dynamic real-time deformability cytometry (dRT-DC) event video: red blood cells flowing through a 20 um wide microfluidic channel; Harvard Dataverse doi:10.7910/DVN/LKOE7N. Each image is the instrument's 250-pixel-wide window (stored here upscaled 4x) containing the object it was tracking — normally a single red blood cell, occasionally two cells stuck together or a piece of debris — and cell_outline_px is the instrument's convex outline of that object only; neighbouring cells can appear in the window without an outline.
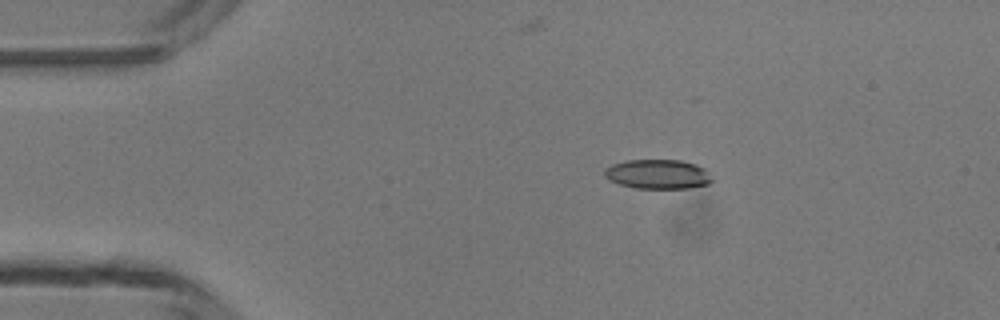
{"species": "common noctule bat (a hibernating species)", "species_latin": "Nyctalus noctula", "temperature_condition": "room temperature", "stored_images_in_passage": 6, "camera_frame_rate_fps": 3000, "um_per_image_px": 0.085, "animal": {"sex": "male", "body_mass_g": 13.3}, "frame": {"image": 1, "passage_image": 3, "time_ms": 2.333, "image_size_px": [1000, 320], "cell_outline_px": [[716, 180], [708, 184], [688, 188], [636, 188], [620, 184], [608, 180], [604, 176], [604, 168], [612, 164], [628, 160], [680, 160], [696, 164], [704, 168]], "centroid_in_image_um": [55.93, 14.8], "position_along_channel_um": 29.1, "area_um2": 18.61}}
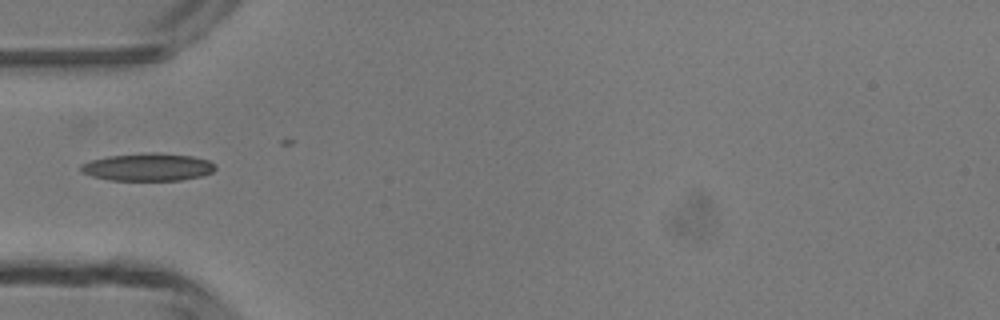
{"frame": {"image": 2, "passage_image": 5, "time_ms": 4.667, "image_size_px": [1000, 320], "cell_outline_px": [[216, 168], [212, 172], [204, 176], [180, 180], [108, 180], [92, 176], [84, 172], [80, 168], [80, 164], [92, 160], [108, 156], [152, 152], [160, 152], [192, 156], [208, 160], [216, 164]], "centroid_in_image_um": [12.62, 14.2], "position_along_channel_um": 72.4, "area_um2": 21.73}}
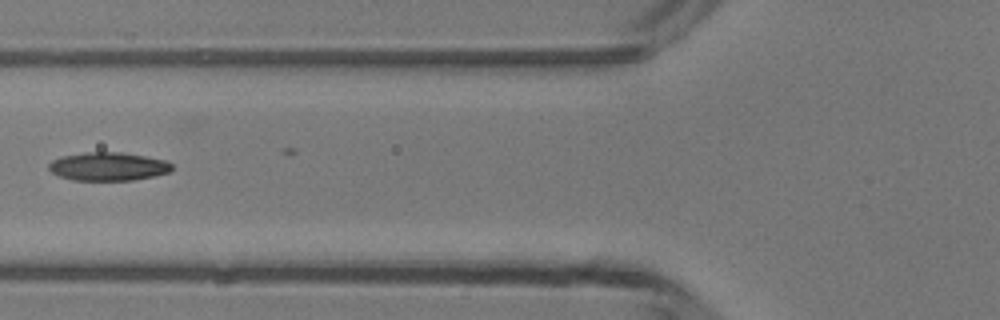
{"frame": {"image": 3, "passage_image": 6, "time_ms": 5.667, "image_size_px": [1000, 320], "cell_outline_px": [[172, 168], [168, 172], [152, 176], [132, 180], [72, 180], [60, 176], [52, 172], [48, 168], [48, 164], [52, 160], [64, 156], [88, 152], [124, 152], [164, 160], [172, 164]], "centroid_in_image_um": [9.18, 14.15], "position_along_channel_um": 116.6, "area_um2": 20.11}}